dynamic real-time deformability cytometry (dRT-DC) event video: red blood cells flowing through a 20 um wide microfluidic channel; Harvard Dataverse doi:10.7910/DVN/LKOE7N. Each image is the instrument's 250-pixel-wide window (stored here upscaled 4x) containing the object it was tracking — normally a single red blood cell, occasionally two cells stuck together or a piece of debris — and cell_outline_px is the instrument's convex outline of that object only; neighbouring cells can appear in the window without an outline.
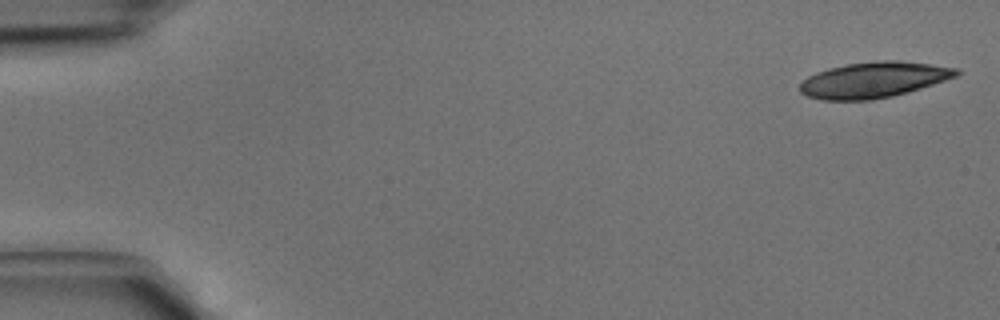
{"species": "common noctule bat (a hibernating species)", "species_latin": "Nyctalus noctula", "temperature_condition": "cold", "stored_images_in_passage": 3, "camera_frame_rate_fps": 3000, "um_per_image_px": 0.085, "animal": {"sex": "male", "body_mass_g": 15.6}, "frame": {"image": 1, "passage_image": 1, "time_ms": 0.0, "image_size_px": [1000, 320], "cell_outline_px": [[960, 72], [956, 76], [908, 92], [892, 96], [872, 100], [820, 100], [808, 96], [800, 92], [800, 84], [808, 76], [816, 72], [828, 68], [848, 64], [876, 60], [900, 60], [932, 64], [960, 68]], "centroid_in_image_um": [74.26, 6.78], "position_along_channel_um": 10.7, "area_um2": 32.66}}